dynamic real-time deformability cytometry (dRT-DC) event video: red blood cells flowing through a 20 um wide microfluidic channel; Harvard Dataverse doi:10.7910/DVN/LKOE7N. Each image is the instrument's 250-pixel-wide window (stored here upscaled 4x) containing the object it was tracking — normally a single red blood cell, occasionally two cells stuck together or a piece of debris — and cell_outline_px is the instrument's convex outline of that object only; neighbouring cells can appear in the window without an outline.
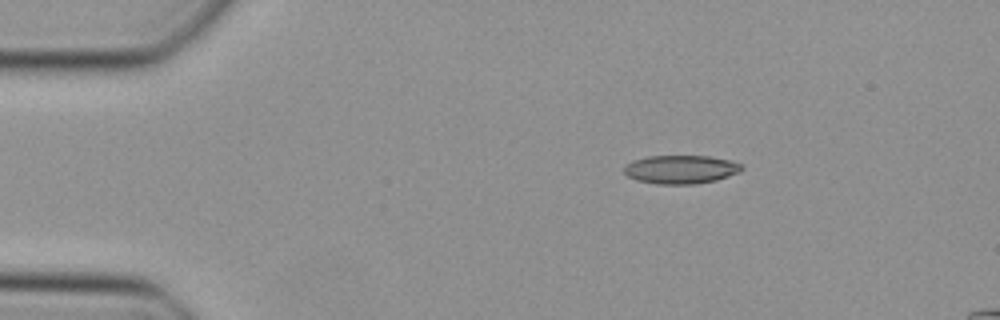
{"species": "Egyptian fruit bat (a non-hibernating species)", "species_latin": "Rousettus aegyptiacus", "temperature_condition": "cold", "stored_images_in_passage": 38, "camera_frame_rate_fps": 3000, "um_per_image_px": 0.085, "animal": {"sex": "female"}, "frame": {"image": 1, "passage_image": 1, "time_ms": 0.0, "image_size_px": [1000, 320], "cell_outline_px": [[744, 168], [740, 172], [716, 180], [696, 184], [656, 184], [636, 180], [628, 176], [624, 172], [624, 164], [632, 160], [648, 156], [708, 156], [732, 160], [740, 164]], "centroid_in_image_um": [57.85, 14.4], "position_along_channel_um": 27.1, "area_um2": 19.71}}
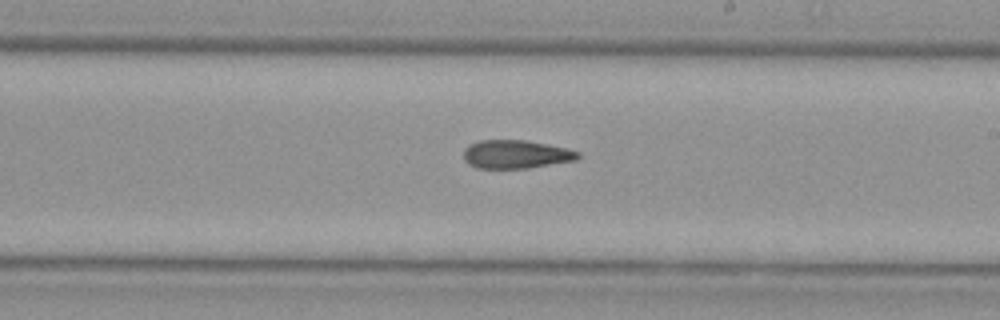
{"frame": {"image": 2, "passage_image": 21, "time_ms": 6.667, "image_size_px": [1000, 320], "cell_outline_px": [[580, 156], [576, 160], [528, 168], [476, 168], [468, 164], [464, 160], [464, 148], [468, 144], [480, 140], [524, 140], [564, 148], [580, 152]], "centroid_in_image_um": [43.8, 13.12], "position_along_channel_um": 245.2, "area_um2": 18.84}}
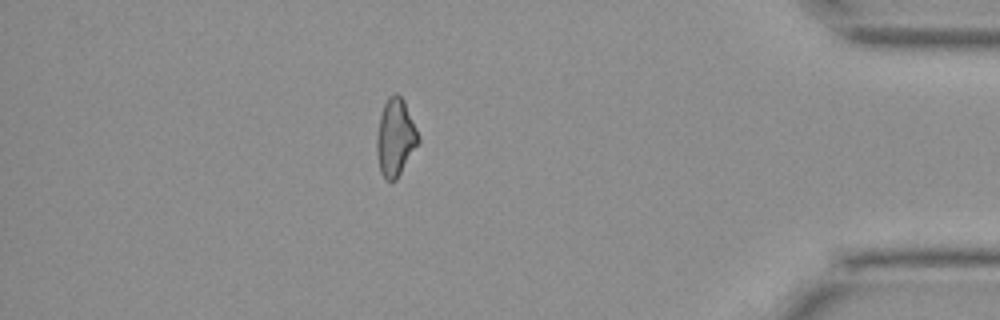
{"frame": {"image": 3, "passage_image": 35, "time_ms": 11.333, "image_size_px": [1000, 320], "cell_outline_px": [[420, 140], [396, 180], [384, 180], [380, 172], [376, 156], [376, 136], [380, 116], [384, 104], [388, 96], [396, 92], [404, 100], [420, 136]], "centroid_in_image_um": [33.59, 11.68], "position_along_channel_um": 401.6, "area_um2": 18.84}}